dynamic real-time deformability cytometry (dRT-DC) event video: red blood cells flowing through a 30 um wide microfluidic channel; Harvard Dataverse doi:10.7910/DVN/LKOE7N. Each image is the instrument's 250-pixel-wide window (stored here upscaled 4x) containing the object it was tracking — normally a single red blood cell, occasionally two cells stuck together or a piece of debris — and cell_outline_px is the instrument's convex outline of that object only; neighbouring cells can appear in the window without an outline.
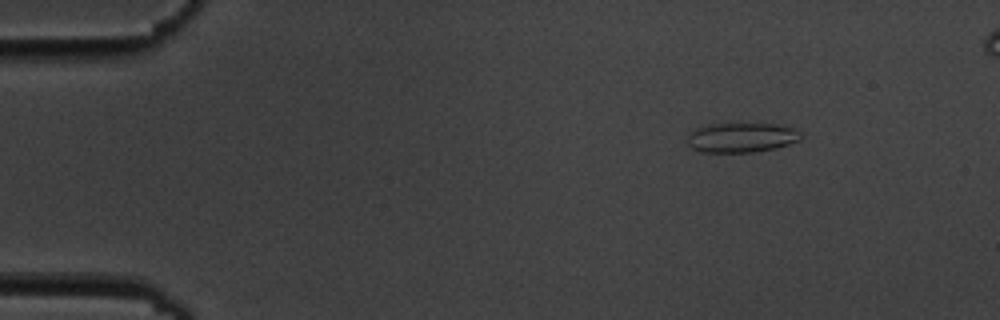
{"species": "common noctule bat (a hibernating species)", "species_latin": "Nyctalus noctula", "temperature_condition": "cold", "stored_images_in_passage": 6, "camera_frame_rate_fps": 3000, "um_per_image_px": 0.085, "animal": {"sex": "male", "body_mass_g": 19.5, "forearm_length_mm": 54.6}, "frame": {"image": 1, "passage_image": 3, "time_ms": 2.333, "image_size_px": [1000, 320], "cell_outline_px": [[800, 140], [776, 148], [756, 152], [700, 152], [692, 148], [688, 144], [688, 136], [696, 128], [712, 124], [776, 124], [792, 128], [800, 132]], "centroid_in_image_um": [63.02, 11.7], "position_along_channel_um": 22.0, "area_um2": 19.42}}
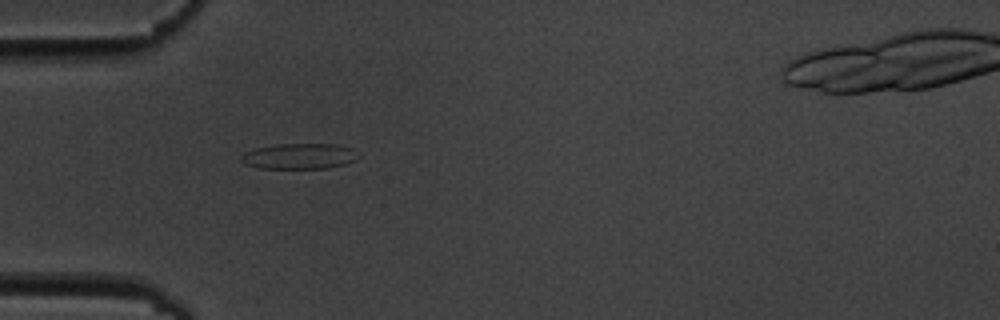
{"frame": {"image": 2, "passage_image": 6, "time_ms": 5.667, "image_size_px": [1000, 320], "cell_outline_px": [[360, 156], [356, 160], [344, 164], [328, 168], [256, 168], [244, 164], [240, 160], [240, 156], [244, 152], [256, 148], [280, 144], [336, 144], [352, 148]], "centroid_in_image_um": [25.43, 13.28], "position_along_channel_um": 59.6, "area_um2": 17.57}}